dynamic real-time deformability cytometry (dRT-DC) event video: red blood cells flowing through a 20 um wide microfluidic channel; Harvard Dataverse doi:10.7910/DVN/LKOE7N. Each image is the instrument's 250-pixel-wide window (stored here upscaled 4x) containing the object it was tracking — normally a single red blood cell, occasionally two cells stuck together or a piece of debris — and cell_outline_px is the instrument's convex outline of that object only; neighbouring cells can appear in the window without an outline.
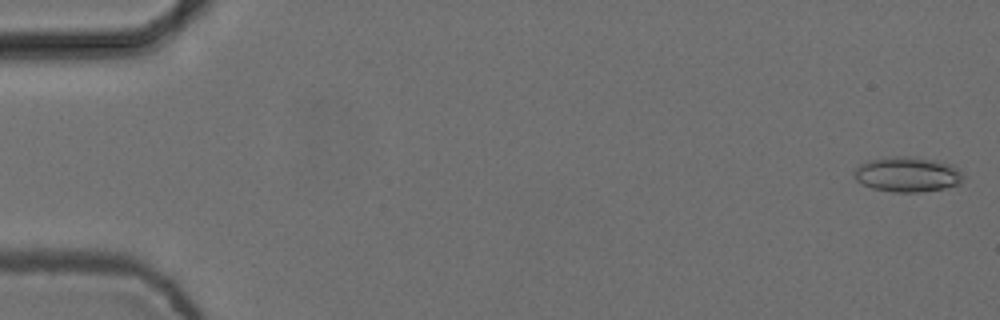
{"species": "common noctule bat (a hibernating species)", "species_latin": "Nyctalus noctula", "temperature_condition": "cold", "stored_images_in_passage": 9, "camera_frame_rate_fps": 3000, "um_per_image_px": 0.085, "animal": {"sex": "female", "body_mass_g": 24.6, "forearm_length_mm": 56.2}, "frame": {"image": 1, "passage_image": 1, "time_ms": 0.0, "image_size_px": [1000, 320], "cell_outline_px": [[964, 176], [960, 184], [944, 188], [920, 192], [892, 192], [872, 188], [856, 180], [852, 176], [856, 168], [860, 164], [872, 160], [900, 156], [904, 156], [936, 160], [948, 164], [956, 168]], "centroid_in_image_um": [77.12, 14.84], "position_along_channel_um": 7.9, "area_um2": 21.96}}
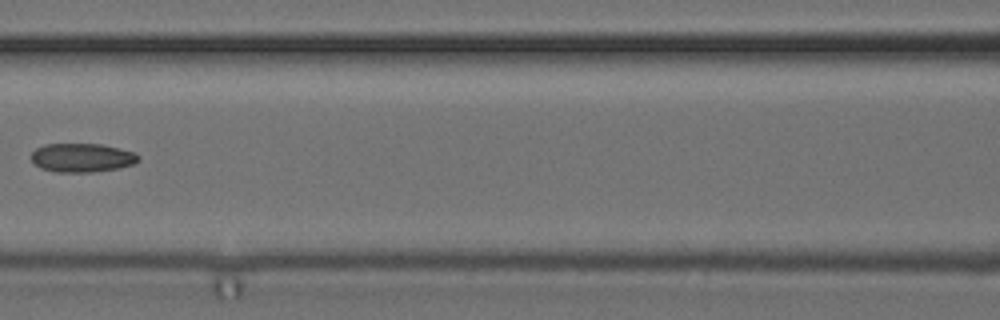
{"frame": {"image": 2, "passage_image": 7, "time_ms": 2.0, "image_size_px": [1000, 320], "cell_outline_px": [[140, 160], [132, 164], [120, 168], [92, 172], [56, 172], [40, 168], [32, 160], [32, 152], [36, 148], [44, 144], [100, 144], [120, 148], [136, 152], [140, 156]], "centroid_in_image_um": [7.0, 13.4], "position_along_channel_um": 159.6, "area_um2": 18.09}}
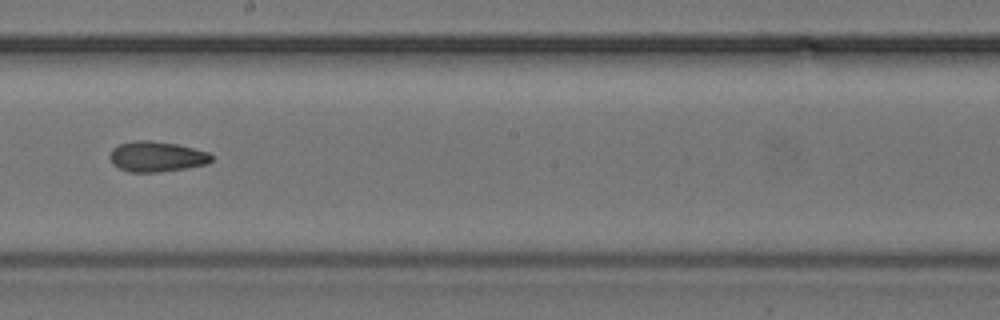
{"frame": {"image": 3, "passage_image": 9, "time_ms": 2.667, "image_size_px": [1000, 320], "cell_outline_px": [[212, 160], [208, 164], [184, 168], [156, 172], [132, 172], [120, 168], [112, 164], [108, 156], [112, 148], [120, 144], [132, 140], [148, 140], [176, 144], [208, 152], [212, 156]], "centroid_in_image_um": [13.28, 13.3], "position_along_channel_um": 234.9, "area_um2": 17.92}}